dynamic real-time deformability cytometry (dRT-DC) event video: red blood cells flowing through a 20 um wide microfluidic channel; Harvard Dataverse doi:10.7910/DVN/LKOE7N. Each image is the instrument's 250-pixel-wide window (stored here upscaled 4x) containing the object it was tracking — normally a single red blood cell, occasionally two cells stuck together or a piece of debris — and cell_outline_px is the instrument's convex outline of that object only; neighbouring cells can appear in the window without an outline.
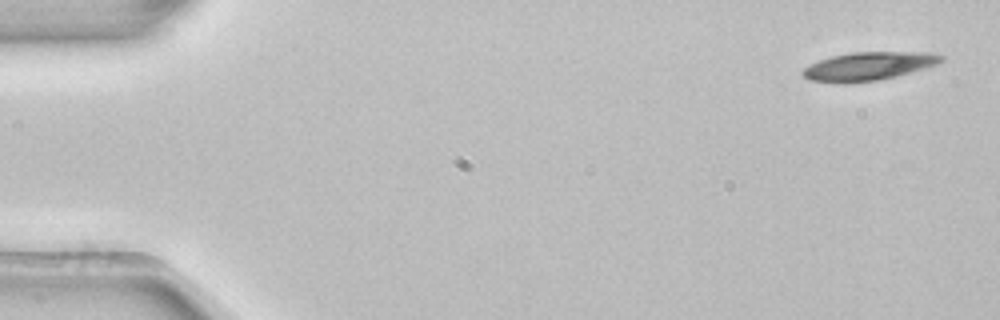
{"species": "common noctule bat (a hibernating species)", "species_latin": "Nyctalus noctula", "temperature_condition": "room temperature", "stored_images_in_passage": 4, "camera_frame_rate_fps": 3000, "um_per_image_px": 0.085, "animal": {"sex": "female", "body_mass_g": 22.7, "forearm_length_mm": 54.2}, "frame": {"image": 1, "passage_image": 1, "time_ms": 0.0, "image_size_px": [1000, 320], "cell_outline_px": [[944, 60], [936, 64], [896, 76], [880, 80], [848, 84], [836, 84], [808, 80], [800, 72], [804, 68], [820, 60], [832, 56], [852, 52], [928, 52], [944, 56]], "centroid_in_image_um": [73.77, 5.65], "position_along_channel_um": 11.2, "area_um2": 23.0}}